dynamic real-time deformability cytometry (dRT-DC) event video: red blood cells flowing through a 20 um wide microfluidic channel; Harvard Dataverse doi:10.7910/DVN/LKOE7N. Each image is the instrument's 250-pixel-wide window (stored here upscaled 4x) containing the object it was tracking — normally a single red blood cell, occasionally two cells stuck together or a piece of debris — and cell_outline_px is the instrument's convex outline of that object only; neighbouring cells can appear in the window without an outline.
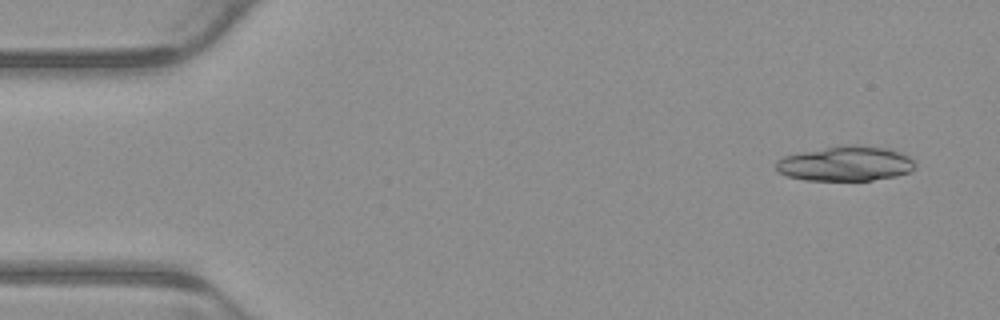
{"species": "common noctule bat (a hibernating species)", "species_latin": "Nyctalus noctula", "temperature_condition": "warm", "stored_images_in_passage": 5, "camera_frame_rate_fps": 3000, "um_per_image_px": 0.085, "animal": {"sex": "male", "body_mass_g": 23.1, "forearm_length_mm": 52.7}, "frame": {"image": 1, "passage_image": 1, "time_ms": 0.0, "image_size_px": [1000, 320], "cell_outline_px": [[916, 168], [912, 172], [896, 176], [872, 180], [804, 180], [788, 176], [780, 172], [776, 168], [776, 160], [784, 156], [840, 144], [856, 144], [888, 148], [900, 152], [916, 160]], "centroid_in_image_um": [71.94, 13.89], "position_along_channel_um": 13.1, "area_um2": 28.61}}
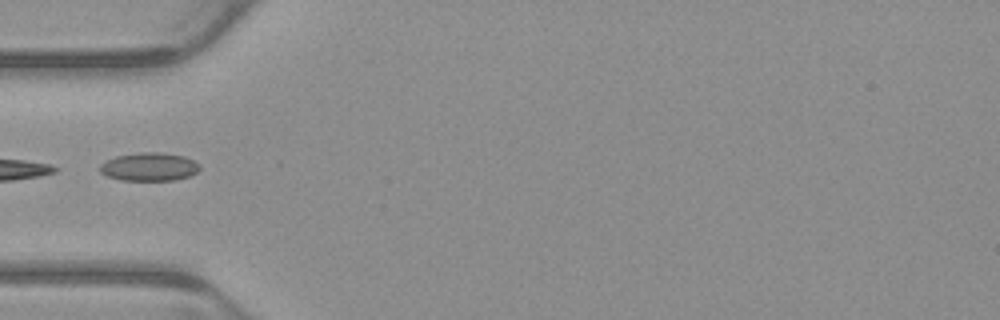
{"frame": {"image": 2, "passage_image": 5, "time_ms": 1.333, "image_size_px": [1000, 320], "cell_outline_px": [[200, 168], [196, 172], [188, 176], [172, 180], [120, 180], [108, 176], [100, 172], [100, 164], [116, 156], [140, 152], [164, 152], [184, 156], [200, 164]], "centroid_in_image_um": [12.69, 14.17], "position_along_channel_um": 72.3, "area_um2": 16.36}}